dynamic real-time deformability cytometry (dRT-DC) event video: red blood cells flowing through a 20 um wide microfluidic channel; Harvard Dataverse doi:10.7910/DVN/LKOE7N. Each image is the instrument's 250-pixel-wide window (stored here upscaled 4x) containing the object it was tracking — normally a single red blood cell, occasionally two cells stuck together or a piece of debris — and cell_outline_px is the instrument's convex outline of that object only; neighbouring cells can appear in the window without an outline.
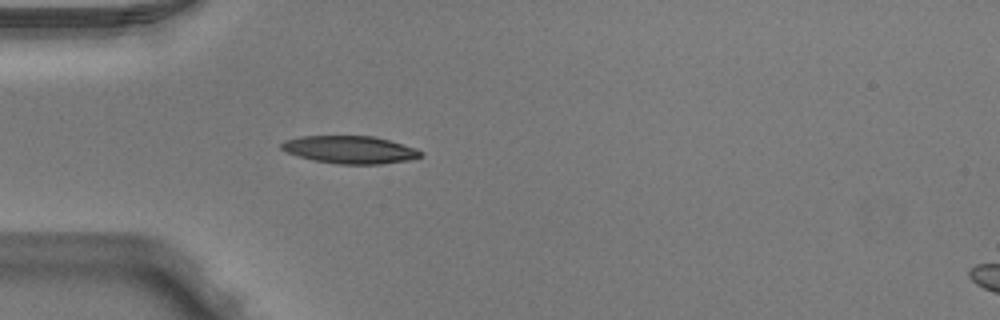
{"species": "Egyptian fruit bat (a non-hibernating species)", "species_latin": "Rousettus aegyptiacus", "temperature_condition": "warm", "stored_images_in_passage": 5, "camera_frame_rate_fps": 3000, "um_per_image_px": 0.085, "animal": {"sex": "male"}, "frame": {"image": 1, "passage_image": 5, "time_ms": 1.333, "image_size_px": [1000, 320], "cell_outline_px": [[424, 156], [408, 160], [380, 164], [340, 164], [316, 160], [300, 156], [288, 152], [280, 148], [280, 144], [284, 140], [300, 136], [376, 136], [416, 148], [424, 152]], "centroid_in_image_um": [29.79, 12.71], "position_along_channel_um": 55.2, "area_um2": 22.37}}